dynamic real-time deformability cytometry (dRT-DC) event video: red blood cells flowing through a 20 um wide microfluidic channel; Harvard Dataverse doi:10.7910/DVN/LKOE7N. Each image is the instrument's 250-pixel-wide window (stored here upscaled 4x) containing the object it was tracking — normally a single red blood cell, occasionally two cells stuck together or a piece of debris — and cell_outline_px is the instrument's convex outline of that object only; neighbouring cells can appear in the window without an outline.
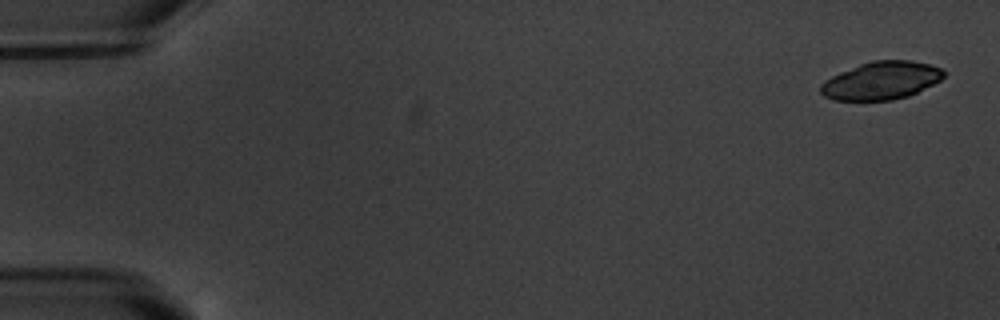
{"species": "common noctule bat (a hibernating species)", "species_latin": "Nyctalus noctula", "temperature_condition": "warm", "stored_images_in_passage": 9, "camera_frame_rate_fps": 3000, "um_per_image_px": 0.085, "animal": {"sex": "male", "body_mass_g": 20.1, "forearm_length_mm": 53.5}, "frame": {"image": 1, "passage_image": 1, "time_ms": 0.0, "image_size_px": [1000, 320], "cell_outline_px": [[944, 76], [940, 80], [908, 96], [892, 100], [832, 100], [824, 96], [820, 92], [820, 84], [824, 80], [840, 72], [860, 64], [872, 60], [912, 60], [932, 64], [940, 68], [944, 72]], "centroid_in_image_um": [74.88, 6.84], "position_along_channel_um": 10.1, "area_um2": 27.17}}